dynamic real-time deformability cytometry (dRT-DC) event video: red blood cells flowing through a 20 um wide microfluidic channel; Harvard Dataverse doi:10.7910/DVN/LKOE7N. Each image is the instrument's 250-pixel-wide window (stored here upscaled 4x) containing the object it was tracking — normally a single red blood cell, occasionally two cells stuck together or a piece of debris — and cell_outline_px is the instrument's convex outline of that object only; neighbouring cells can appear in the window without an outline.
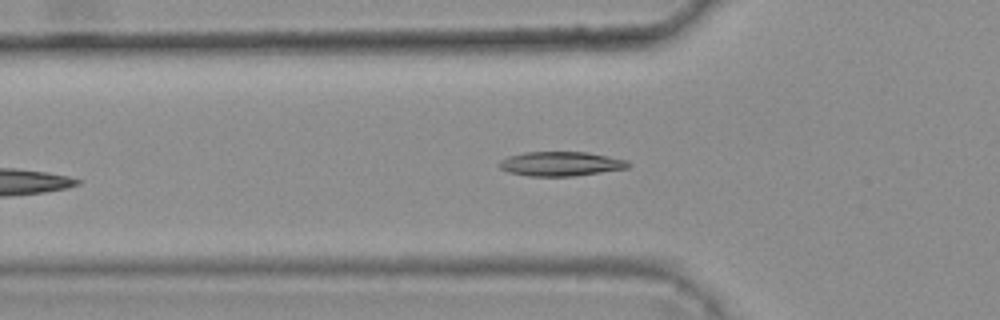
{"species": "common noctule bat (a hibernating species)", "species_latin": "Nyctalus noctula", "temperature_condition": "warm", "stored_images_in_passage": 7, "camera_frame_rate_fps": 3000, "um_per_image_px": 0.085, "animal": {"sex": "female", "body_mass_g": 25.1}, "frame": {"image": 1, "passage_image": 6, "time_ms": 1.667, "image_size_px": [1000, 320], "cell_outline_px": [[632, 164], [628, 168], [572, 176], [528, 176], [508, 172], [500, 168], [500, 160], [508, 156], [524, 152], [588, 152], [628, 160]], "centroid_in_image_um": [47.68, 13.92], "position_along_channel_um": 78.1, "area_um2": 18.32}}
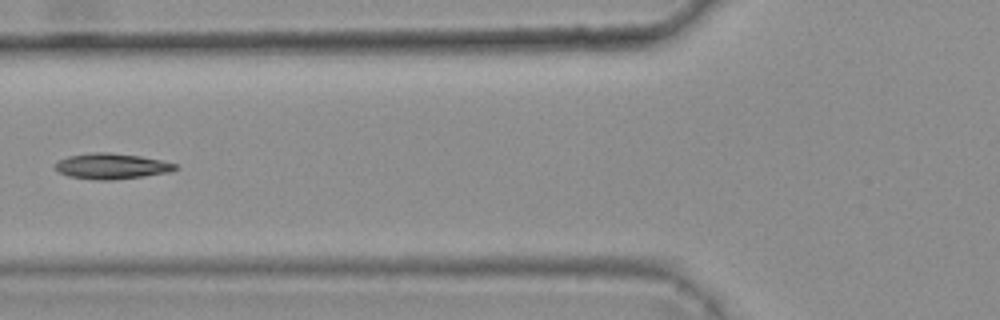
{"frame": {"image": 2, "passage_image": 7, "time_ms": 2.0, "image_size_px": [1000, 320], "cell_outline_px": [[176, 168], [168, 172], [144, 176], [112, 180], [92, 180], [68, 176], [60, 172], [56, 168], [56, 164], [60, 160], [68, 156], [92, 152], [108, 152], [140, 156], [160, 160], [176, 164]], "centroid_in_image_um": [9.46, 14.13], "position_along_channel_um": 116.3, "area_um2": 17.74}}